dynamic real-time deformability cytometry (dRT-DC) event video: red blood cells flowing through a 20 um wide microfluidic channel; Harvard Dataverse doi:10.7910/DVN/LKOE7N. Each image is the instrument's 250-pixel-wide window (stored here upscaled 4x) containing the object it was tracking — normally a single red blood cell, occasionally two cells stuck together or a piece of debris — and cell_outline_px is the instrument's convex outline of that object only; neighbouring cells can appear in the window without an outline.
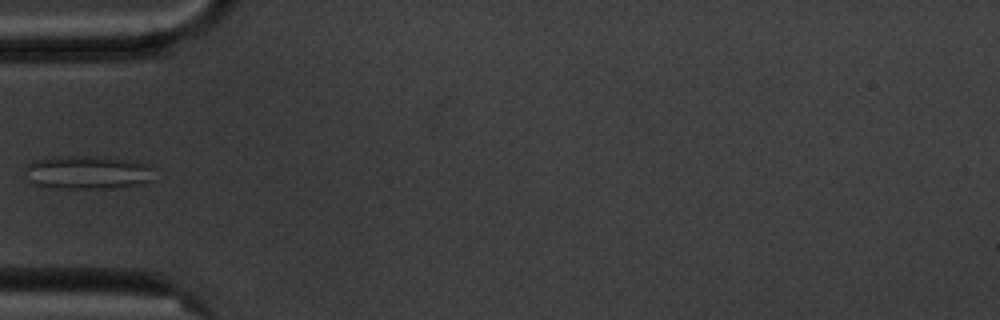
{"species": "common noctule bat (a hibernating species)", "species_latin": "Nyctalus noctula", "temperature_condition": "cold", "stored_images_in_passage": 7, "camera_frame_rate_fps": 3000, "um_per_image_px": 0.085, "animal": {"sex": "male", "body_mass_g": 20.1, "forearm_length_mm": 53.5}, "frame": {"image": 1, "passage_image": 4, "time_ms": 4.333, "image_size_px": [1000, 320], "cell_outline_px": [[156, 180], [144, 184], [104, 188], [48, 188], [36, 184], [32, 180], [24, 168], [32, 160], [52, 156], [104, 156], [136, 160], [152, 164]], "centroid_in_image_um": [7.56, 14.63], "position_along_channel_um": 77.4, "area_um2": 25.89}}
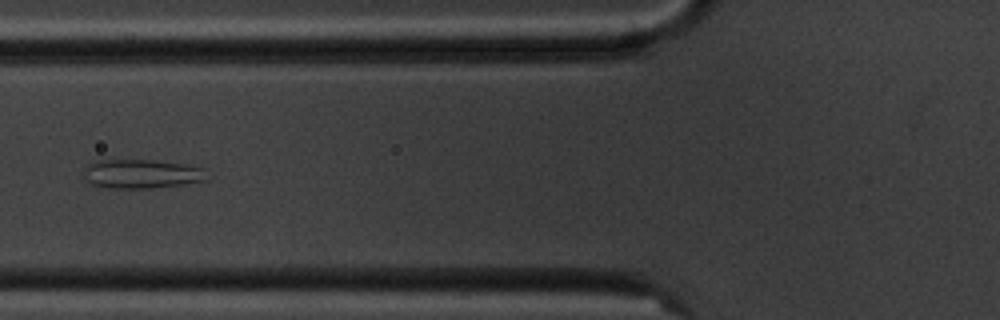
{"frame": {"image": 2, "passage_image": 5, "time_ms": 5.333, "image_size_px": [1000, 320], "cell_outline_px": [[208, 180], [184, 184], [152, 188], [108, 188], [92, 184], [80, 172], [92, 160], [152, 160], [184, 164], [204, 168]], "centroid_in_image_um": [12.0, 14.77], "position_along_channel_um": 113.8, "area_um2": 21.04}}